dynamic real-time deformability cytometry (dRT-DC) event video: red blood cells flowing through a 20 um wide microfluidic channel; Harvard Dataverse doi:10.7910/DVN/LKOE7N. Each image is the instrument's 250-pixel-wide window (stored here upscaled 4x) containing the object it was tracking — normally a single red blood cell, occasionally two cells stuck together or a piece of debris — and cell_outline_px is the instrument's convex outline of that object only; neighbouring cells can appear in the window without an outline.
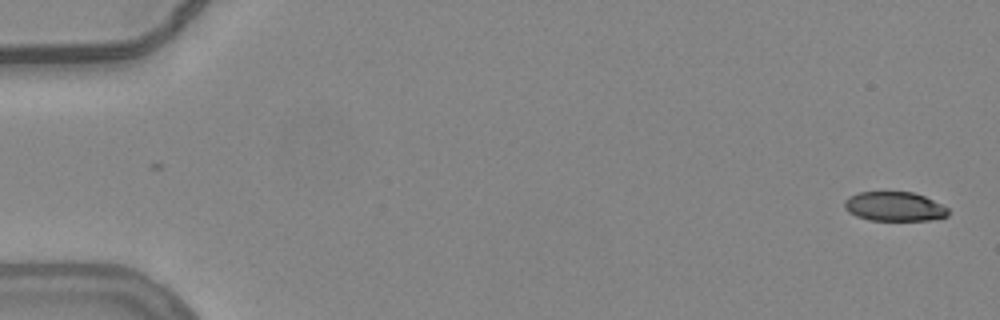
{"species": "common noctule bat (a hibernating species)", "species_latin": "Nyctalus noctula", "temperature_condition": "warm", "stored_images_in_passage": 31, "camera_frame_rate_fps": 3000, "um_per_image_px": 0.085, "animal": {"sex": "female", "body_mass_g": 24.6, "forearm_length_mm": 56.2}, "frame": {"image": 1, "passage_image": 1, "time_ms": 0.0, "image_size_px": [1000, 320], "cell_outline_px": [[948, 216], [928, 220], [868, 220], [856, 216], [848, 212], [844, 208], [844, 200], [848, 196], [860, 192], [912, 192], [924, 196], [948, 208]], "centroid_in_image_um": [75.98, 17.55], "position_along_channel_um": 9.0, "area_um2": 17.69}}
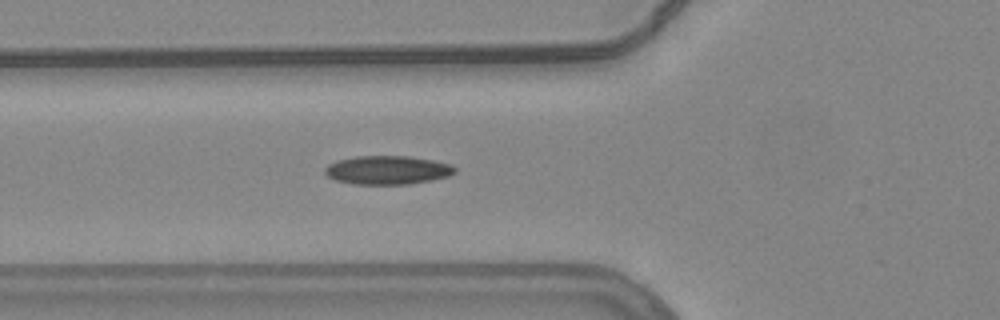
{"frame": {"image": 2, "passage_image": 20, "time_ms": 6.333, "image_size_px": [1000, 320], "cell_outline_px": [[456, 172], [448, 176], [432, 180], [408, 184], [352, 184], [336, 180], [328, 176], [324, 172], [324, 168], [328, 164], [336, 160], [356, 156], [408, 156], [432, 160], [452, 164], [456, 168]], "centroid_in_image_um": [32.93, 14.45], "position_along_channel_um": 92.9, "area_um2": 21.79}}
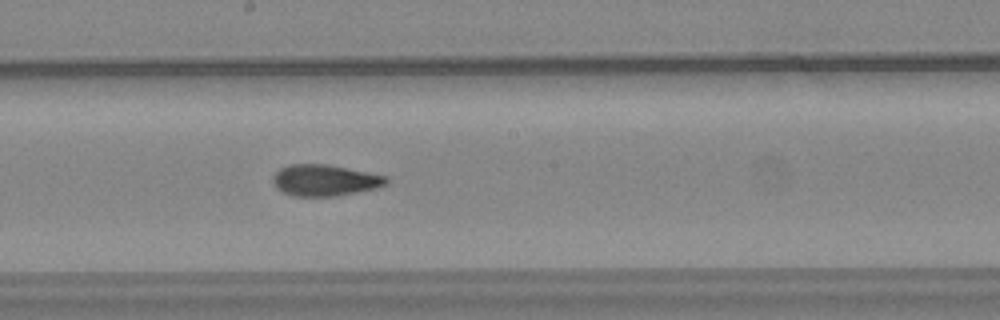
{"frame": {"image": 3, "passage_image": 30, "time_ms": 9.667, "image_size_px": [1000, 320], "cell_outline_px": [[388, 184], [380, 188], [336, 196], [292, 196], [276, 188], [272, 180], [272, 176], [280, 168], [288, 164], [328, 164], [388, 176]], "centroid_in_image_um": [27.64, 15.32], "position_along_channel_um": 220.6, "area_um2": 20.98}}